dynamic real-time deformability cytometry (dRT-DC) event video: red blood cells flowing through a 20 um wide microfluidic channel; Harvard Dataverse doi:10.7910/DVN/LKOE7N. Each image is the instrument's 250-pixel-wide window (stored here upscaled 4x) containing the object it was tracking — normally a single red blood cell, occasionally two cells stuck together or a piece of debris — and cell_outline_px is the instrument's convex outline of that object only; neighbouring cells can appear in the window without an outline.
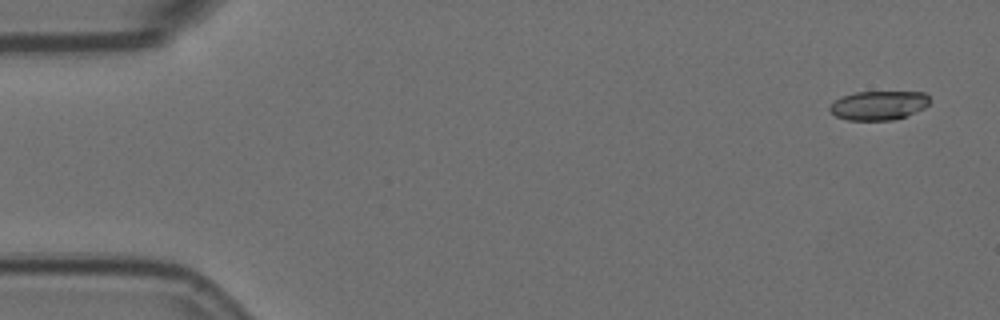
{"species": "Egyptian fruit bat (a non-hibernating species)", "species_latin": "Rousettus aegyptiacus", "temperature_condition": "room temperature", "stored_images_in_passage": 3, "camera_frame_rate_fps": 3000, "um_per_image_px": 0.085, "animal": {"sex": "female"}, "frame": {"image": 1, "passage_image": 1, "time_ms": 0.0, "image_size_px": [1000, 320], "cell_outline_px": [[928, 104], [924, 108], [904, 116], [892, 120], [848, 120], [836, 116], [828, 108], [840, 96], [856, 92], [924, 92], [928, 96]], "centroid_in_image_um": [74.66, 8.95], "position_along_channel_um": 10.3, "area_um2": 16.7}}